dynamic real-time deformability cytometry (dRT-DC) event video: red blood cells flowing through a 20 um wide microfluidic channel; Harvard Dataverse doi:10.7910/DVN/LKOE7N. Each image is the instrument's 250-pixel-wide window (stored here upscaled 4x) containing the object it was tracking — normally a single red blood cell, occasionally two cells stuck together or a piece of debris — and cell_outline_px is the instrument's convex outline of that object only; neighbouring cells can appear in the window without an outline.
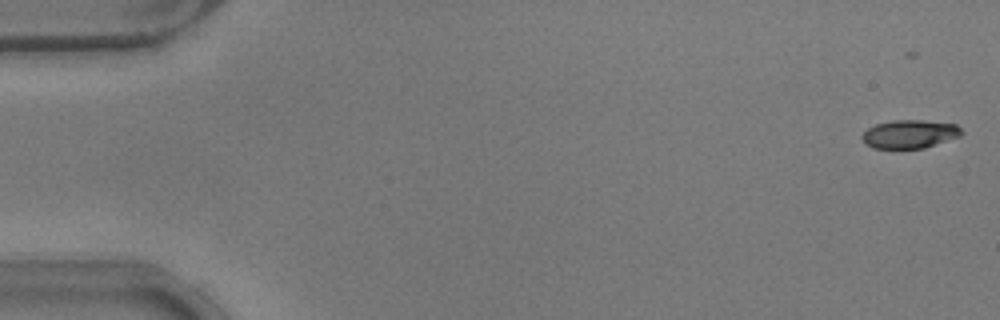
{"species": "common noctule bat (a hibernating species)", "species_latin": "Nyctalus noctula", "temperature_condition": "warm", "stored_images_in_passage": 53, "camera_frame_rate_fps": 3000, "um_per_image_px": 0.085, "animal": {"sex": "male", "body_mass_g": 17.9}, "frame": {"image": 1, "passage_image": 1, "time_ms": 0.0, "image_size_px": [1000, 320], "cell_outline_px": [[964, 132], [960, 136], [924, 148], [872, 148], [864, 144], [860, 136], [868, 128], [876, 124], [892, 120], [924, 120], [956, 124]], "centroid_in_image_um": [77.3, 11.39], "position_along_channel_um": 7.7, "area_um2": 16.53}}
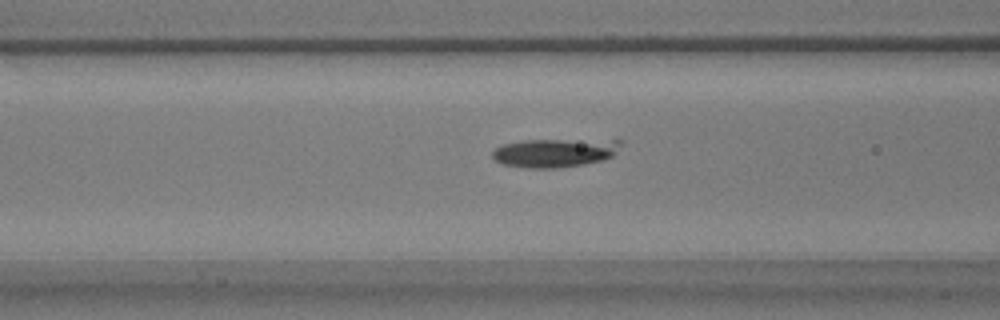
{"frame": {"image": 2, "passage_image": 21, "time_ms": 6.667, "image_size_px": [1000, 320], "cell_outline_px": [[624, 140], [612, 156], [604, 160], [584, 164], [560, 168], [528, 168], [500, 164], [492, 156], [492, 152], [496, 148], [504, 144], [524, 140]], "centroid_in_image_um": [47.14, 12.99], "position_along_channel_um": 119.5, "area_um2": 21.39}}
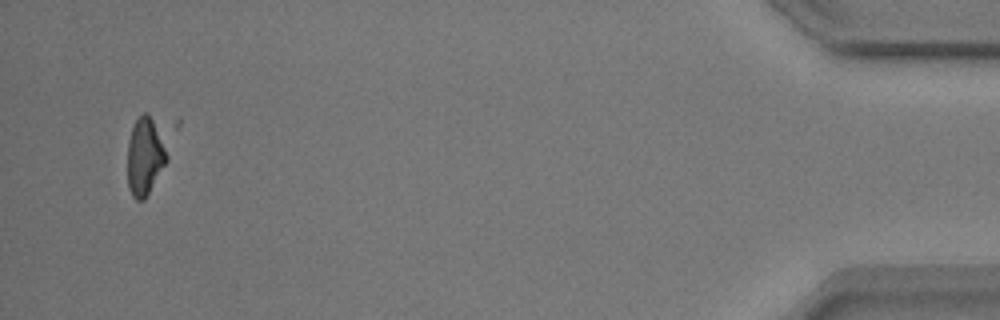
{"frame": {"image": 3, "passage_image": 51, "time_ms": 16.667, "image_size_px": [1000, 320], "cell_outline_px": [[168, 160], [144, 200], [136, 200], [132, 196], [128, 188], [128, 140], [132, 128], [136, 120], [144, 112], [152, 120], [168, 156]], "centroid_in_image_um": [12.28, 13.37], "position_along_channel_um": 422.9, "area_um2": 17.22}}